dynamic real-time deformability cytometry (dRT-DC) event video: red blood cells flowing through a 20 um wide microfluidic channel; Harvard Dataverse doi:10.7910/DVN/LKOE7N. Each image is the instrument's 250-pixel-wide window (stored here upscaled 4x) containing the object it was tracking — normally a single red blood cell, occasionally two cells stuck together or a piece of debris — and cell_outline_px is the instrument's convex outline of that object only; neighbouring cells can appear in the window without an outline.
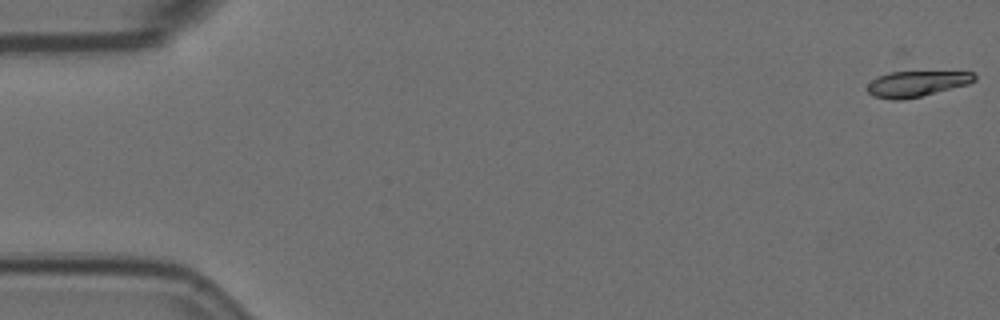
{"species": "Egyptian fruit bat (a non-hibernating species)", "species_latin": "Rousettus aegyptiacus", "temperature_condition": "room temperature", "stored_images_in_passage": 13, "camera_frame_rate_fps": 3000, "um_per_image_px": 0.085, "animal": {"sex": "female"}, "frame": {"image": 1, "passage_image": 1, "time_ms": 0.0, "image_size_px": [1000, 320], "cell_outline_px": [[976, 80], [968, 84], [920, 96], [900, 100], [892, 100], [872, 96], [868, 92], [868, 84], [876, 76], [892, 72], [976, 72]], "centroid_in_image_um": [77.9, 7.12], "position_along_channel_um": 7.1, "area_um2": 15.9}}